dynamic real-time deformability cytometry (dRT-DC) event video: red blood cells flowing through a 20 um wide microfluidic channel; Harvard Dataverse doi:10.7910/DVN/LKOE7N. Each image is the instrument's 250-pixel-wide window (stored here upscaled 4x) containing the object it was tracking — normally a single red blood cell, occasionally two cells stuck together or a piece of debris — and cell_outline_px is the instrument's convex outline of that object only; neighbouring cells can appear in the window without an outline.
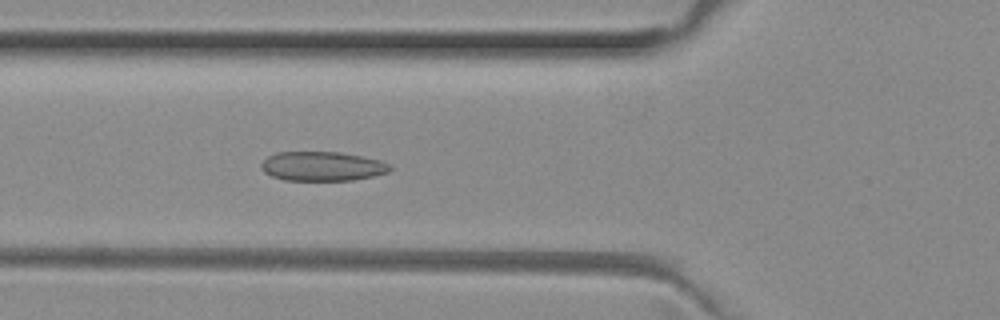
{"species": "common noctule bat (a hibernating species)", "species_latin": "Nyctalus noctula", "temperature_condition": "room temperature", "stored_images_in_passage": 51, "camera_frame_rate_fps": 3000, "um_per_image_px": 0.085, "animal": {"sex": "female", "body_mass_g": 29.2, "forearm_length_mm": 56.3}, "frame": {"image": 1, "passage_image": 18, "time_ms": 5.667, "image_size_px": [1000, 320], "cell_outline_px": [[392, 168], [388, 172], [372, 176], [352, 180], [284, 180], [272, 176], [264, 172], [260, 168], [260, 164], [268, 156], [276, 152], [340, 152], [380, 160], [392, 164]], "centroid_in_image_um": [27.38, 14.13], "position_along_channel_um": 98.4, "area_um2": 22.02}}
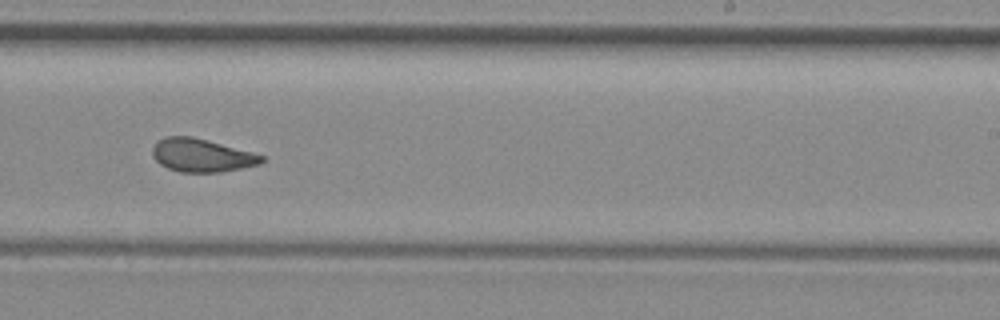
{"frame": {"image": 2, "passage_image": 31, "time_ms": 10.0, "image_size_px": [1000, 320], "cell_outline_px": [[264, 160], [260, 164], [220, 172], [180, 172], [168, 168], [160, 164], [152, 156], [152, 148], [156, 140], [164, 136], [192, 136], [252, 152], [264, 156]], "centroid_in_image_um": [17.09, 13.19], "position_along_channel_um": 271.9, "area_um2": 21.1}}
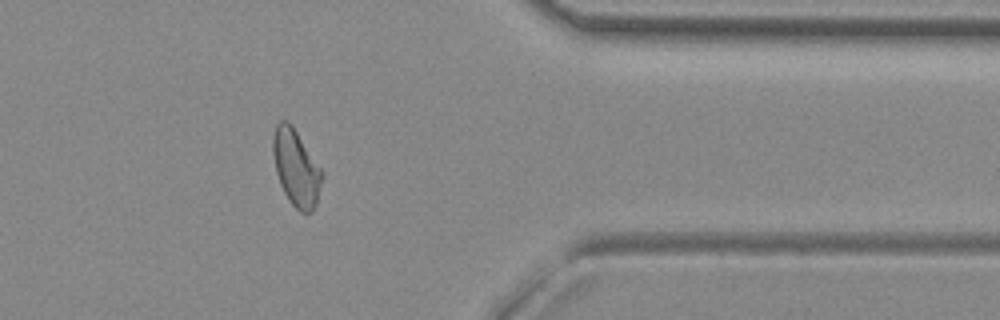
{"frame": {"image": 3, "passage_image": 41, "time_ms": 13.333, "image_size_px": [1000, 320], "cell_outline_px": [[324, 176], [316, 204], [312, 212], [300, 212], [288, 200], [280, 184], [276, 172], [272, 152], [272, 136], [276, 124], [280, 120], [288, 120], [292, 124], [324, 172]], "centroid_in_image_um": [25.17, 14.24], "position_along_channel_um": 386.2, "area_um2": 22.2}, "authors_computed_cell_mechanics": {"area_um2": 22.1952, "velocity_mm_per_s": 4.0019, "shape_relaxation_time_tau1_ms": null, "shape_relaxation_time_tau2_ms": 1.78, "deformation_change_tau1": null, "deformation_change_tau2": 0.0764}}